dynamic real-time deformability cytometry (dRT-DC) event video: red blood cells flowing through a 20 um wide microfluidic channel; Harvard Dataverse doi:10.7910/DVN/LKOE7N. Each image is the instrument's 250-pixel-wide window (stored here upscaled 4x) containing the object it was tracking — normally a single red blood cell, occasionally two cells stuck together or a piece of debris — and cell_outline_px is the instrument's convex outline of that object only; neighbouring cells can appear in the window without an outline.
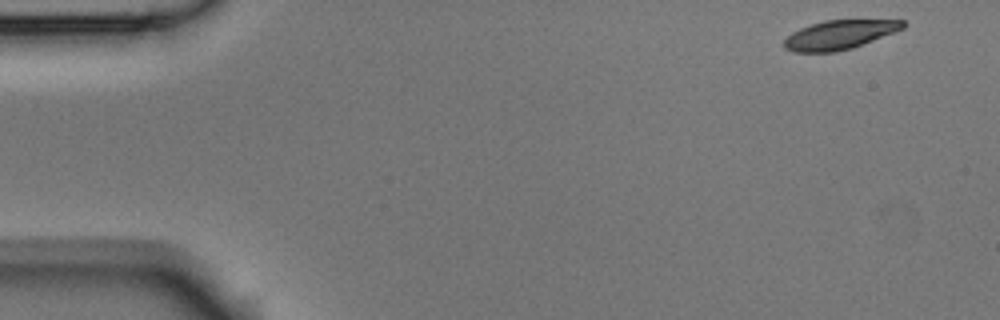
{"species": "Egyptian fruit bat (a non-hibernating species)", "species_latin": "Rousettus aegyptiacus", "temperature_condition": "room temperature", "stored_images_in_passage": 4, "camera_frame_rate_fps": 3000, "um_per_image_px": 0.085, "animal": {"sex": "male"}, "frame": {"image": 1, "passage_image": 1, "time_ms": 0.0, "image_size_px": [1000, 320], "cell_outline_px": [[908, 24], [904, 28], [896, 32], [852, 48], [836, 52], [792, 52], [784, 48], [784, 40], [792, 32], [800, 28], [824, 20], [904, 20]], "centroid_in_image_um": [71.38, 2.96], "position_along_channel_um": 13.6, "area_um2": 20.23}}